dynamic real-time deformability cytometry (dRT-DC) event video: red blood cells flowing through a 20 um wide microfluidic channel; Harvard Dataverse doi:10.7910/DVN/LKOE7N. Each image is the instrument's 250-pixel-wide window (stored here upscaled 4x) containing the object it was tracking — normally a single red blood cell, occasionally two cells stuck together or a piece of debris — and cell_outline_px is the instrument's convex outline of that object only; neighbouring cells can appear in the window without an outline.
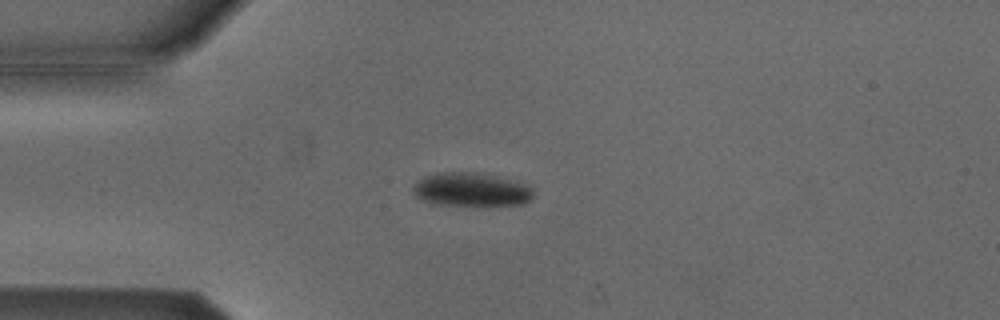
{"species": "Egyptian fruit bat (a non-hibernating species)", "species_latin": "Rousettus aegyptiacus", "temperature_condition": "cold", "stored_images_in_passage": 3, "camera_frame_rate_fps": 3000, "um_per_image_px": 0.085, "animal": {"sex": "male"}, "frame": {"image": 1, "passage_image": 2, "time_ms": 0.333, "image_size_px": [1000, 320], "cell_outline_px": [[532, 200], [524, 204], [488, 208], [432, 204], [416, 196], [412, 192], [412, 188], [424, 176], [444, 172], [480, 172], [532, 184]], "centroid_in_image_um": [40.15, 16.16], "position_along_channel_um": 44.8, "area_um2": 24.8}}